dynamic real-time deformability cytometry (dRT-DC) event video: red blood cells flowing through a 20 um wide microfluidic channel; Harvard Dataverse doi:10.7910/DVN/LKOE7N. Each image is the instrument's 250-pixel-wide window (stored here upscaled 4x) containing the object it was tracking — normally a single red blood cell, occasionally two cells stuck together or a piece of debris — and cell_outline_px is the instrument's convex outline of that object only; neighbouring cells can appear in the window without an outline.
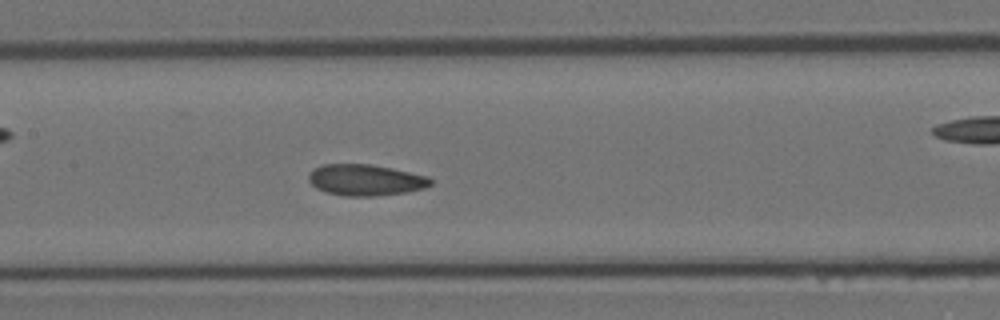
{"species": "Egyptian fruit bat (a non-hibernating species)", "species_latin": "Rousettus aegyptiacus", "temperature_condition": "room temperature", "stored_images_in_passage": 25, "camera_frame_rate_fps": 3000, "um_per_image_px": 0.085, "animal": {"sex": "female"}, "frame": {"image": 1, "passage_image": 15, "time_ms": 4.667, "image_size_px": [1000, 320], "cell_outline_px": [[432, 184], [424, 188], [408, 192], [376, 196], [344, 196], [324, 192], [316, 188], [308, 180], [308, 176], [312, 168], [320, 164], [372, 164], [392, 168], [428, 176], [432, 180]], "centroid_in_image_um": [31.04, 15.3], "position_along_channel_um": 176.4, "area_um2": 22.48}}